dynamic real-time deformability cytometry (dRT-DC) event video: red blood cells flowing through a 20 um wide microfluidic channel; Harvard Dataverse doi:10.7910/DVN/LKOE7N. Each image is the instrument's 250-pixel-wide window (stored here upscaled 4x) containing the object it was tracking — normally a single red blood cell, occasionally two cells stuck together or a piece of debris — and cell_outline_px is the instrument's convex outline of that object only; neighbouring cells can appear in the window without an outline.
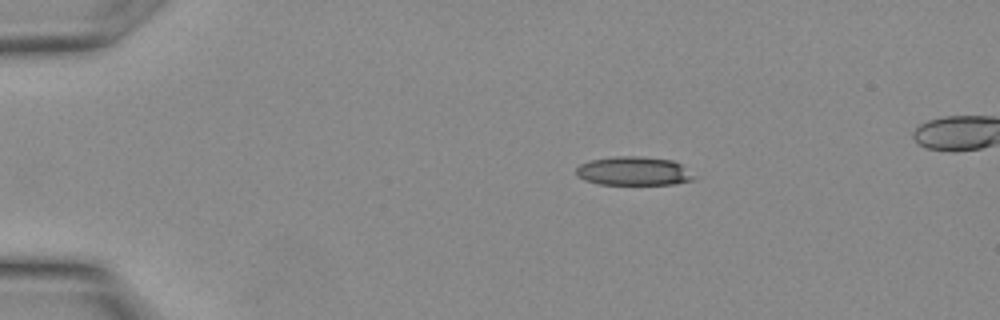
{"species": "Egyptian fruit bat (a non-hibernating species)", "species_latin": "Rousettus aegyptiacus", "temperature_condition": "warm", "stored_images_in_passage": 2, "camera_frame_rate_fps": 3000, "um_per_image_px": 0.085, "animal": {"sex": "female"}, "frame": {"image": 1, "passage_image": 2, "time_ms": 0.333, "image_size_px": [1000, 320], "cell_outline_px": [[696, 180], [676, 184], [600, 184], [584, 180], [576, 176], [576, 168], [580, 164], [588, 160], [616, 156], [640, 156], [672, 160], [680, 164], [696, 176]], "centroid_in_image_um": [53.86, 14.54], "position_along_channel_um": 31.1, "area_um2": 19.94}}